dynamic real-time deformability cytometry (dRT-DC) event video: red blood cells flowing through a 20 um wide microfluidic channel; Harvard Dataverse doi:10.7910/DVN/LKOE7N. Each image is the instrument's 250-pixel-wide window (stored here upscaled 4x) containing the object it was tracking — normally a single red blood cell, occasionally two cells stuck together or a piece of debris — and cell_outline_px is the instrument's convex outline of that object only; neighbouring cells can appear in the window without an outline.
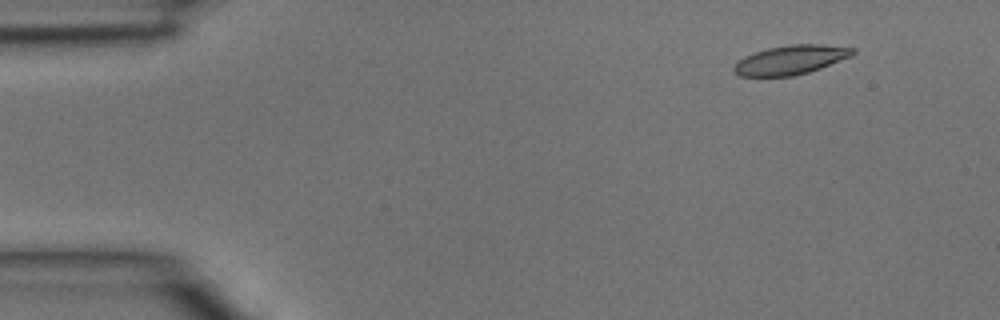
{"species": "common noctule bat (a hibernating species)", "species_latin": "Nyctalus noctula", "temperature_condition": "room temperature", "stored_images_in_passage": 2, "camera_frame_rate_fps": 3000, "um_per_image_px": 0.085, "animal": {"sex": "male", "body_mass_g": 15.6}, "frame": {"image": 1, "passage_image": 2, "time_ms": 0.333, "image_size_px": [1000, 320], "cell_outline_px": [[856, 52], [852, 56], [820, 68], [808, 72], [792, 76], [740, 76], [732, 72], [732, 68], [744, 56], [768, 48], [788, 44], [824, 44], [856, 48]], "centroid_in_image_um": [67.23, 5.08], "position_along_channel_um": 17.8, "area_um2": 20.23}}